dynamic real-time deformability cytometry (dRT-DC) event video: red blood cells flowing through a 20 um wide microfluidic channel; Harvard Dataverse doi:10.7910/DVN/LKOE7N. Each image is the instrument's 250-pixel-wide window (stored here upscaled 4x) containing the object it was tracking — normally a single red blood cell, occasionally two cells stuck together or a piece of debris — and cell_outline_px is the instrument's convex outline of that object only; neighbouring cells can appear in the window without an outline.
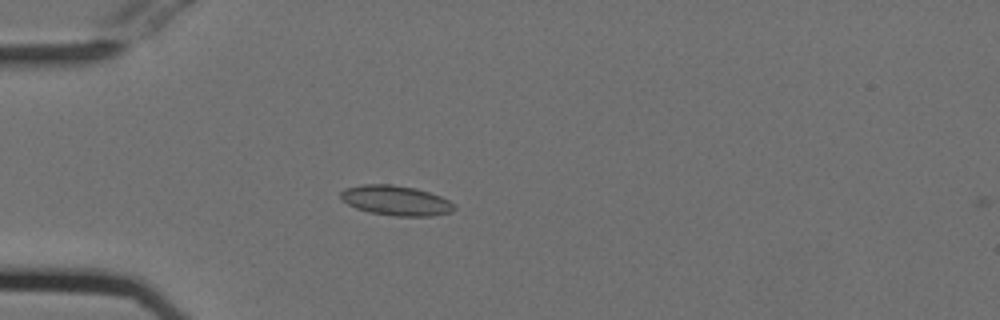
{"species": "Egyptian fruit bat (a non-hibernating species)", "species_latin": "Rousettus aegyptiacus", "temperature_condition": "cold", "stored_images_in_passage": 16, "camera_frame_rate_fps": 3000, "um_per_image_px": 0.085, "animal": {"sex": "female"}, "frame": {"image": 1, "passage_image": 15, "time_ms": 4.667, "image_size_px": [1000, 320], "cell_outline_px": [[456, 208], [452, 212], [432, 216], [396, 216], [368, 212], [356, 208], [340, 200], [340, 192], [344, 188], [360, 184], [392, 184], [416, 188], [440, 196], [456, 204]], "centroid_in_image_um": [33.64, 17.04], "position_along_channel_um": 51.4, "area_um2": 20.06}}